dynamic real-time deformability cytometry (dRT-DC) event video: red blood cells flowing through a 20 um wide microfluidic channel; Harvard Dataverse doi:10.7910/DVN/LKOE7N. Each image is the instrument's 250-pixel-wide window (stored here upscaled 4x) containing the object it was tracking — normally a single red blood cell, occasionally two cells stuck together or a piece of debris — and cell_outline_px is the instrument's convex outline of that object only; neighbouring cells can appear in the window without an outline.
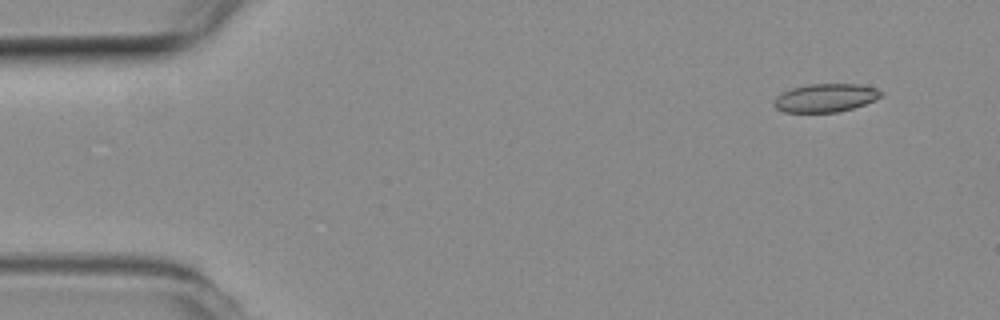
{"species": "common noctule bat (a hibernating species)", "species_latin": "Nyctalus noctula", "temperature_condition": "room temperature", "stored_images_in_passage": 4, "camera_frame_rate_fps": 3000, "um_per_image_px": 0.085, "animal": {"sex": "female", "body_mass_g": 19.3, "forearm_length_mm": 54.1}, "frame": {"image": 1, "passage_image": 1, "time_ms": 0.0, "image_size_px": [1000, 320], "cell_outline_px": [[884, 92], [880, 96], [864, 104], [852, 108], [836, 112], [784, 112], [776, 108], [772, 104], [776, 96], [792, 88], [808, 84], [860, 84], [876, 88]], "centroid_in_image_um": [70.14, 8.31], "position_along_channel_um": 14.9, "area_um2": 17.51}}
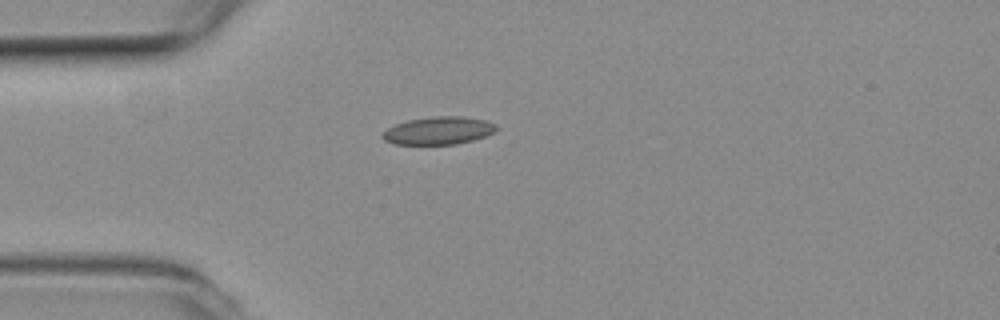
{"frame": {"image": 2, "passage_image": 4, "time_ms": 1.0, "image_size_px": [1000, 320], "cell_outline_px": [[496, 132], [472, 140], [456, 144], [392, 144], [384, 140], [380, 136], [380, 132], [396, 124], [408, 120], [436, 116], [460, 116], [484, 120], [496, 124]], "centroid_in_image_um": [37.23, 11.11], "position_along_channel_um": 47.8, "area_um2": 18.38}}